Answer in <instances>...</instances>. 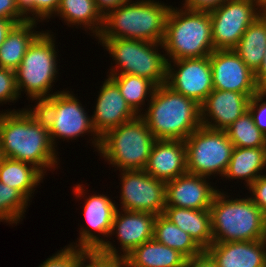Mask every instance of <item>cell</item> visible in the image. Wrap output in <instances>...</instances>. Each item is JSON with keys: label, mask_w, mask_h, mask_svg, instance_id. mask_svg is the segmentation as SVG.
<instances>
[{"label": "cell", "mask_w": 266, "mask_h": 267, "mask_svg": "<svg viewBox=\"0 0 266 267\" xmlns=\"http://www.w3.org/2000/svg\"><path fill=\"white\" fill-rule=\"evenodd\" d=\"M29 109L0 113V149L3 157L30 163L45 175L48 168L54 170L59 164L58 152L46 120L36 107Z\"/></svg>", "instance_id": "cell-1"}, {"label": "cell", "mask_w": 266, "mask_h": 267, "mask_svg": "<svg viewBox=\"0 0 266 267\" xmlns=\"http://www.w3.org/2000/svg\"><path fill=\"white\" fill-rule=\"evenodd\" d=\"M147 111L139 115L156 140H185L201 124V107L166 83L157 86L148 100Z\"/></svg>", "instance_id": "cell-2"}, {"label": "cell", "mask_w": 266, "mask_h": 267, "mask_svg": "<svg viewBox=\"0 0 266 267\" xmlns=\"http://www.w3.org/2000/svg\"><path fill=\"white\" fill-rule=\"evenodd\" d=\"M127 0L104 16L97 38H122L162 43L167 16L172 5L155 0ZM162 3V4H161Z\"/></svg>", "instance_id": "cell-3"}, {"label": "cell", "mask_w": 266, "mask_h": 267, "mask_svg": "<svg viewBox=\"0 0 266 267\" xmlns=\"http://www.w3.org/2000/svg\"><path fill=\"white\" fill-rule=\"evenodd\" d=\"M209 210L213 243L266 239V214L250 197L229 199L218 191Z\"/></svg>", "instance_id": "cell-4"}, {"label": "cell", "mask_w": 266, "mask_h": 267, "mask_svg": "<svg viewBox=\"0 0 266 267\" xmlns=\"http://www.w3.org/2000/svg\"><path fill=\"white\" fill-rule=\"evenodd\" d=\"M162 44L167 61L209 56L215 50L209 11L171 7Z\"/></svg>", "instance_id": "cell-5"}, {"label": "cell", "mask_w": 266, "mask_h": 267, "mask_svg": "<svg viewBox=\"0 0 266 267\" xmlns=\"http://www.w3.org/2000/svg\"><path fill=\"white\" fill-rule=\"evenodd\" d=\"M155 141L145 121L137 116L101 136L98 152L119 171L144 170Z\"/></svg>", "instance_id": "cell-6"}, {"label": "cell", "mask_w": 266, "mask_h": 267, "mask_svg": "<svg viewBox=\"0 0 266 267\" xmlns=\"http://www.w3.org/2000/svg\"><path fill=\"white\" fill-rule=\"evenodd\" d=\"M54 35L42 31L29 45L20 66L15 70L16 87L19 95L21 91L39 104L51 97L52 83L58 73L57 51ZM49 93V94H47Z\"/></svg>", "instance_id": "cell-7"}, {"label": "cell", "mask_w": 266, "mask_h": 267, "mask_svg": "<svg viewBox=\"0 0 266 267\" xmlns=\"http://www.w3.org/2000/svg\"><path fill=\"white\" fill-rule=\"evenodd\" d=\"M116 66L109 74H132L160 86L167 81V59L158 52L162 43L122 38H98ZM116 69V70H115ZM119 69V70H118Z\"/></svg>", "instance_id": "cell-8"}, {"label": "cell", "mask_w": 266, "mask_h": 267, "mask_svg": "<svg viewBox=\"0 0 266 267\" xmlns=\"http://www.w3.org/2000/svg\"><path fill=\"white\" fill-rule=\"evenodd\" d=\"M70 91H58L39 104L36 109L46 120L49 135L53 146L58 139L73 140L85 133L93 135L92 145L98 151L100 145V137L95 132L91 117L82 104L76 99ZM96 136V137H95ZM71 138V139H70Z\"/></svg>", "instance_id": "cell-9"}, {"label": "cell", "mask_w": 266, "mask_h": 267, "mask_svg": "<svg viewBox=\"0 0 266 267\" xmlns=\"http://www.w3.org/2000/svg\"><path fill=\"white\" fill-rule=\"evenodd\" d=\"M184 142L188 173L208 178L225 175L234 149L226 131L201 125Z\"/></svg>", "instance_id": "cell-10"}, {"label": "cell", "mask_w": 266, "mask_h": 267, "mask_svg": "<svg viewBox=\"0 0 266 267\" xmlns=\"http://www.w3.org/2000/svg\"><path fill=\"white\" fill-rule=\"evenodd\" d=\"M263 12L257 0H226L209 11L214 49H233Z\"/></svg>", "instance_id": "cell-11"}, {"label": "cell", "mask_w": 266, "mask_h": 267, "mask_svg": "<svg viewBox=\"0 0 266 267\" xmlns=\"http://www.w3.org/2000/svg\"><path fill=\"white\" fill-rule=\"evenodd\" d=\"M117 208L118 206L108 196L103 194L88 196L83 208L88 226L81 227L80 237L77 238L78 244L77 242L75 245L70 243L69 246L87 251L99 250L107 255L120 256V251L113 246L112 242L107 241L108 239L104 241L102 240L103 238H100V234L108 238ZM95 232L99 233V236L98 234L95 235Z\"/></svg>", "instance_id": "cell-12"}, {"label": "cell", "mask_w": 266, "mask_h": 267, "mask_svg": "<svg viewBox=\"0 0 266 267\" xmlns=\"http://www.w3.org/2000/svg\"><path fill=\"white\" fill-rule=\"evenodd\" d=\"M121 172V209L163 214L166 207V182L145 170Z\"/></svg>", "instance_id": "cell-13"}, {"label": "cell", "mask_w": 266, "mask_h": 267, "mask_svg": "<svg viewBox=\"0 0 266 267\" xmlns=\"http://www.w3.org/2000/svg\"><path fill=\"white\" fill-rule=\"evenodd\" d=\"M166 84L201 105L213 91L209 56L167 61Z\"/></svg>", "instance_id": "cell-14"}, {"label": "cell", "mask_w": 266, "mask_h": 267, "mask_svg": "<svg viewBox=\"0 0 266 267\" xmlns=\"http://www.w3.org/2000/svg\"><path fill=\"white\" fill-rule=\"evenodd\" d=\"M209 59L213 89L235 91L246 96H253L260 90L254 72L233 49L214 50Z\"/></svg>", "instance_id": "cell-15"}, {"label": "cell", "mask_w": 266, "mask_h": 267, "mask_svg": "<svg viewBox=\"0 0 266 267\" xmlns=\"http://www.w3.org/2000/svg\"><path fill=\"white\" fill-rule=\"evenodd\" d=\"M251 97L235 91L213 89L200 105L202 126L225 131L237 118L248 111Z\"/></svg>", "instance_id": "cell-16"}, {"label": "cell", "mask_w": 266, "mask_h": 267, "mask_svg": "<svg viewBox=\"0 0 266 267\" xmlns=\"http://www.w3.org/2000/svg\"><path fill=\"white\" fill-rule=\"evenodd\" d=\"M206 178L186 172L166 182V207L209 209L219 189L211 186Z\"/></svg>", "instance_id": "cell-17"}, {"label": "cell", "mask_w": 266, "mask_h": 267, "mask_svg": "<svg viewBox=\"0 0 266 267\" xmlns=\"http://www.w3.org/2000/svg\"><path fill=\"white\" fill-rule=\"evenodd\" d=\"M98 94L91 121L99 137L138 116L126 103L119 87L109 77L105 79Z\"/></svg>", "instance_id": "cell-18"}, {"label": "cell", "mask_w": 266, "mask_h": 267, "mask_svg": "<svg viewBox=\"0 0 266 267\" xmlns=\"http://www.w3.org/2000/svg\"><path fill=\"white\" fill-rule=\"evenodd\" d=\"M156 217L149 212L117 208L109 237L116 233L123 252L121 256L129 255L137 246L153 239Z\"/></svg>", "instance_id": "cell-19"}, {"label": "cell", "mask_w": 266, "mask_h": 267, "mask_svg": "<svg viewBox=\"0 0 266 267\" xmlns=\"http://www.w3.org/2000/svg\"><path fill=\"white\" fill-rule=\"evenodd\" d=\"M266 239L215 242L205 251L216 267H266Z\"/></svg>", "instance_id": "cell-20"}, {"label": "cell", "mask_w": 266, "mask_h": 267, "mask_svg": "<svg viewBox=\"0 0 266 267\" xmlns=\"http://www.w3.org/2000/svg\"><path fill=\"white\" fill-rule=\"evenodd\" d=\"M150 176L168 182L187 172L183 140H156L144 169Z\"/></svg>", "instance_id": "cell-21"}, {"label": "cell", "mask_w": 266, "mask_h": 267, "mask_svg": "<svg viewBox=\"0 0 266 267\" xmlns=\"http://www.w3.org/2000/svg\"><path fill=\"white\" fill-rule=\"evenodd\" d=\"M163 215L188 233L203 250L213 243L209 209L165 207Z\"/></svg>", "instance_id": "cell-22"}, {"label": "cell", "mask_w": 266, "mask_h": 267, "mask_svg": "<svg viewBox=\"0 0 266 267\" xmlns=\"http://www.w3.org/2000/svg\"><path fill=\"white\" fill-rule=\"evenodd\" d=\"M37 24V21L27 20L12 27L0 47L1 68L15 71L20 66L29 45L41 33L33 29Z\"/></svg>", "instance_id": "cell-23"}, {"label": "cell", "mask_w": 266, "mask_h": 267, "mask_svg": "<svg viewBox=\"0 0 266 267\" xmlns=\"http://www.w3.org/2000/svg\"><path fill=\"white\" fill-rule=\"evenodd\" d=\"M266 169V148L234 147L225 175L226 179L245 180L249 187Z\"/></svg>", "instance_id": "cell-24"}, {"label": "cell", "mask_w": 266, "mask_h": 267, "mask_svg": "<svg viewBox=\"0 0 266 267\" xmlns=\"http://www.w3.org/2000/svg\"><path fill=\"white\" fill-rule=\"evenodd\" d=\"M131 267H184L186 257L154 238L137 246L126 256Z\"/></svg>", "instance_id": "cell-25"}, {"label": "cell", "mask_w": 266, "mask_h": 267, "mask_svg": "<svg viewBox=\"0 0 266 267\" xmlns=\"http://www.w3.org/2000/svg\"><path fill=\"white\" fill-rule=\"evenodd\" d=\"M55 15L66 21L68 26L80 25V28L89 29L95 37L101 34L104 26V15L97 8L95 0H60Z\"/></svg>", "instance_id": "cell-26"}, {"label": "cell", "mask_w": 266, "mask_h": 267, "mask_svg": "<svg viewBox=\"0 0 266 267\" xmlns=\"http://www.w3.org/2000/svg\"><path fill=\"white\" fill-rule=\"evenodd\" d=\"M44 174L30 163L4 157L0 163V182L19 190L29 201Z\"/></svg>", "instance_id": "cell-27"}, {"label": "cell", "mask_w": 266, "mask_h": 267, "mask_svg": "<svg viewBox=\"0 0 266 267\" xmlns=\"http://www.w3.org/2000/svg\"><path fill=\"white\" fill-rule=\"evenodd\" d=\"M266 47V11L246 29L233 50L255 73L263 60Z\"/></svg>", "instance_id": "cell-28"}, {"label": "cell", "mask_w": 266, "mask_h": 267, "mask_svg": "<svg viewBox=\"0 0 266 267\" xmlns=\"http://www.w3.org/2000/svg\"><path fill=\"white\" fill-rule=\"evenodd\" d=\"M153 238L172 249L179 251L186 258L201 254L204 250L185 231H182L163 214L156 217Z\"/></svg>", "instance_id": "cell-29"}, {"label": "cell", "mask_w": 266, "mask_h": 267, "mask_svg": "<svg viewBox=\"0 0 266 267\" xmlns=\"http://www.w3.org/2000/svg\"><path fill=\"white\" fill-rule=\"evenodd\" d=\"M120 89L126 103L139 116L141 105L145 104L153 96L156 85L143 77L132 74H109L107 75ZM149 95V96H148ZM147 98V99H146Z\"/></svg>", "instance_id": "cell-30"}, {"label": "cell", "mask_w": 266, "mask_h": 267, "mask_svg": "<svg viewBox=\"0 0 266 267\" xmlns=\"http://www.w3.org/2000/svg\"><path fill=\"white\" fill-rule=\"evenodd\" d=\"M225 131L234 147L266 148V135L255 125L249 110L237 118Z\"/></svg>", "instance_id": "cell-31"}, {"label": "cell", "mask_w": 266, "mask_h": 267, "mask_svg": "<svg viewBox=\"0 0 266 267\" xmlns=\"http://www.w3.org/2000/svg\"><path fill=\"white\" fill-rule=\"evenodd\" d=\"M29 200L17 189L0 182V221L9 224L20 222Z\"/></svg>", "instance_id": "cell-32"}, {"label": "cell", "mask_w": 266, "mask_h": 267, "mask_svg": "<svg viewBox=\"0 0 266 267\" xmlns=\"http://www.w3.org/2000/svg\"><path fill=\"white\" fill-rule=\"evenodd\" d=\"M87 253V250L68 246L50 258H47L38 267H76L77 262Z\"/></svg>", "instance_id": "cell-33"}, {"label": "cell", "mask_w": 266, "mask_h": 267, "mask_svg": "<svg viewBox=\"0 0 266 267\" xmlns=\"http://www.w3.org/2000/svg\"><path fill=\"white\" fill-rule=\"evenodd\" d=\"M15 71L0 67V104L18 100ZM4 102V103H3Z\"/></svg>", "instance_id": "cell-34"}, {"label": "cell", "mask_w": 266, "mask_h": 267, "mask_svg": "<svg viewBox=\"0 0 266 267\" xmlns=\"http://www.w3.org/2000/svg\"><path fill=\"white\" fill-rule=\"evenodd\" d=\"M266 90H259L249 101L248 110L253 116L255 125L266 135Z\"/></svg>", "instance_id": "cell-35"}, {"label": "cell", "mask_w": 266, "mask_h": 267, "mask_svg": "<svg viewBox=\"0 0 266 267\" xmlns=\"http://www.w3.org/2000/svg\"><path fill=\"white\" fill-rule=\"evenodd\" d=\"M59 4L60 0H34V21L50 19L56 14Z\"/></svg>", "instance_id": "cell-36"}, {"label": "cell", "mask_w": 266, "mask_h": 267, "mask_svg": "<svg viewBox=\"0 0 266 267\" xmlns=\"http://www.w3.org/2000/svg\"><path fill=\"white\" fill-rule=\"evenodd\" d=\"M248 188L254 204L266 214V174L258 177Z\"/></svg>", "instance_id": "cell-37"}, {"label": "cell", "mask_w": 266, "mask_h": 267, "mask_svg": "<svg viewBox=\"0 0 266 267\" xmlns=\"http://www.w3.org/2000/svg\"><path fill=\"white\" fill-rule=\"evenodd\" d=\"M0 18L13 20L16 24L27 21L19 11L15 0H0Z\"/></svg>", "instance_id": "cell-38"}, {"label": "cell", "mask_w": 266, "mask_h": 267, "mask_svg": "<svg viewBox=\"0 0 266 267\" xmlns=\"http://www.w3.org/2000/svg\"><path fill=\"white\" fill-rule=\"evenodd\" d=\"M183 8L190 10L211 11L226 0H184Z\"/></svg>", "instance_id": "cell-39"}, {"label": "cell", "mask_w": 266, "mask_h": 267, "mask_svg": "<svg viewBox=\"0 0 266 267\" xmlns=\"http://www.w3.org/2000/svg\"><path fill=\"white\" fill-rule=\"evenodd\" d=\"M100 267H131L126 256L107 255L100 251Z\"/></svg>", "instance_id": "cell-40"}, {"label": "cell", "mask_w": 266, "mask_h": 267, "mask_svg": "<svg viewBox=\"0 0 266 267\" xmlns=\"http://www.w3.org/2000/svg\"><path fill=\"white\" fill-rule=\"evenodd\" d=\"M184 267H216L214 260L204 250L201 254L186 258Z\"/></svg>", "instance_id": "cell-41"}, {"label": "cell", "mask_w": 266, "mask_h": 267, "mask_svg": "<svg viewBox=\"0 0 266 267\" xmlns=\"http://www.w3.org/2000/svg\"><path fill=\"white\" fill-rule=\"evenodd\" d=\"M76 267H100V251H87V253L77 262Z\"/></svg>", "instance_id": "cell-42"}, {"label": "cell", "mask_w": 266, "mask_h": 267, "mask_svg": "<svg viewBox=\"0 0 266 267\" xmlns=\"http://www.w3.org/2000/svg\"><path fill=\"white\" fill-rule=\"evenodd\" d=\"M255 83L260 90H266V47L259 69L254 73Z\"/></svg>", "instance_id": "cell-43"}, {"label": "cell", "mask_w": 266, "mask_h": 267, "mask_svg": "<svg viewBox=\"0 0 266 267\" xmlns=\"http://www.w3.org/2000/svg\"><path fill=\"white\" fill-rule=\"evenodd\" d=\"M15 1L19 11L26 17V19L29 21H34V0H15ZM30 15L33 17H31Z\"/></svg>", "instance_id": "cell-44"}, {"label": "cell", "mask_w": 266, "mask_h": 267, "mask_svg": "<svg viewBox=\"0 0 266 267\" xmlns=\"http://www.w3.org/2000/svg\"><path fill=\"white\" fill-rule=\"evenodd\" d=\"M127 0H95L97 8L105 16L111 9L125 3Z\"/></svg>", "instance_id": "cell-45"}, {"label": "cell", "mask_w": 266, "mask_h": 267, "mask_svg": "<svg viewBox=\"0 0 266 267\" xmlns=\"http://www.w3.org/2000/svg\"><path fill=\"white\" fill-rule=\"evenodd\" d=\"M16 23L13 20L0 18V47L4 43L8 32Z\"/></svg>", "instance_id": "cell-46"}, {"label": "cell", "mask_w": 266, "mask_h": 267, "mask_svg": "<svg viewBox=\"0 0 266 267\" xmlns=\"http://www.w3.org/2000/svg\"><path fill=\"white\" fill-rule=\"evenodd\" d=\"M263 11H266V0H257Z\"/></svg>", "instance_id": "cell-47"}, {"label": "cell", "mask_w": 266, "mask_h": 267, "mask_svg": "<svg viewBox=\"0 0 266 267\" xmlns=\"http://www.w3.org/2000/svg\"><path fill=\"white\" fill-rule=\"evenodd\" d=\"M3 158L4 157H3V154H2L1 149H0V163H1V161H2Z\"/></svg>", "instance_id": "cell-48"}]
</instances>
